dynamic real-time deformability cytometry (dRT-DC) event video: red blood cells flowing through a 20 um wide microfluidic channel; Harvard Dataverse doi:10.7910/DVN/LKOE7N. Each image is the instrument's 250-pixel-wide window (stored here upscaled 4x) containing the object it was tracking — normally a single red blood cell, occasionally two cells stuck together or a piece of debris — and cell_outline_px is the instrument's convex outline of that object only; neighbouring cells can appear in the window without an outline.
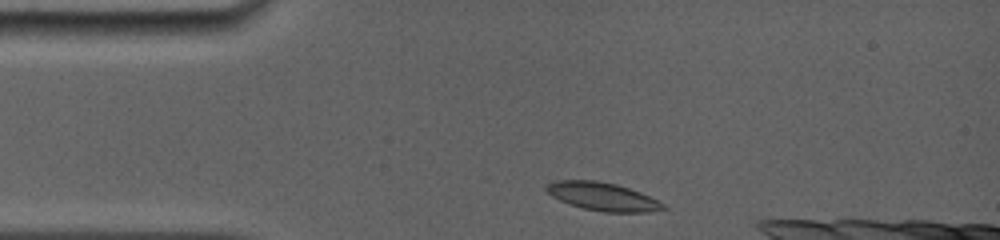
{"species": "common noctule bat (a hibernating species)", "species_latin": "Nyctalus noctula", "temperature_condition": "room temperature", "stored_images_in_passage": 3, "camera_frame_rate_fps": 5000, "um_per_image_px": 0.085, "animal": {"sex": "female", "body_mass_g": 19.0, "forearm_length_mm": 56.7}, "frame": {"image": 1, "passage_image": 1, "time_ms": 0.0, "image_size_px": [1000, 240], "cell_outline_px": [[668, 208], [648, 212], [604, 212], [584, 208], [560, 200], [552, 196], [544, 188], [552, 180], [596, 180], [616, 184], [640, 192], [664, 204]], "centroid_in_image_um": [51.21, 16.7], "position_along_channel_um": 33.8, "area_um2": 18.96}}